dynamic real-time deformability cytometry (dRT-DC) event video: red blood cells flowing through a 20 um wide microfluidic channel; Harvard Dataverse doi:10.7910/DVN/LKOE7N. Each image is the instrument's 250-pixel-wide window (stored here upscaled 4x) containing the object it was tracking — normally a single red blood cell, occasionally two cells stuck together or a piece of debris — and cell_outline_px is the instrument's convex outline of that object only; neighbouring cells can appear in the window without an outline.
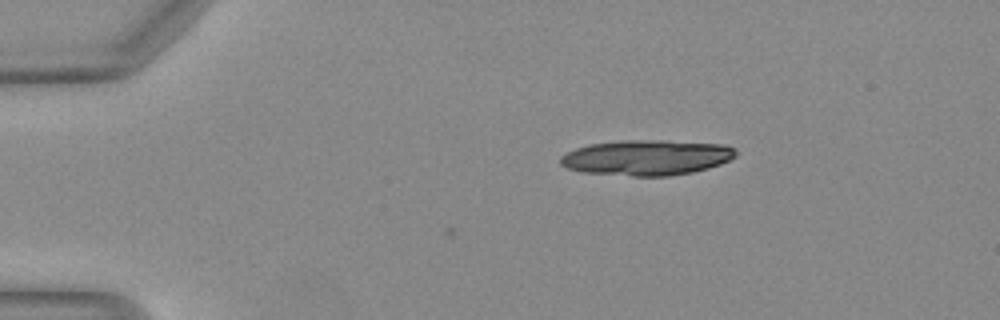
{"species": "Egyptian fruit bat (a non-hibernating species)", "species_latin": "Rousettus aegyptiacus", "temperature_condition": "warm", "stored_images_in_passage": 2, "camera_frame_rate_fps": 3000, "um_per_image_px": 0.085, "animal": {"sex": "female"}, "frame": {"image": 1, "passage_image": 2, "time_ms": 0.333, "image_size_px": [1000, 320], "cell_outline_px": [[736, 156], [720, 164], [708, 168], [692, 172], [668, 176], [632, 176], [580, 172], [568, 168], [560, 164], [560, 156], [576, 148], [588, 144], [620, 140], [664, 140], [724, 144], [736, 148]], "centroid_in_image_um": [54.96, 13.39], "position_along_channel_um": 30.0, "area_um2": 36.41}}